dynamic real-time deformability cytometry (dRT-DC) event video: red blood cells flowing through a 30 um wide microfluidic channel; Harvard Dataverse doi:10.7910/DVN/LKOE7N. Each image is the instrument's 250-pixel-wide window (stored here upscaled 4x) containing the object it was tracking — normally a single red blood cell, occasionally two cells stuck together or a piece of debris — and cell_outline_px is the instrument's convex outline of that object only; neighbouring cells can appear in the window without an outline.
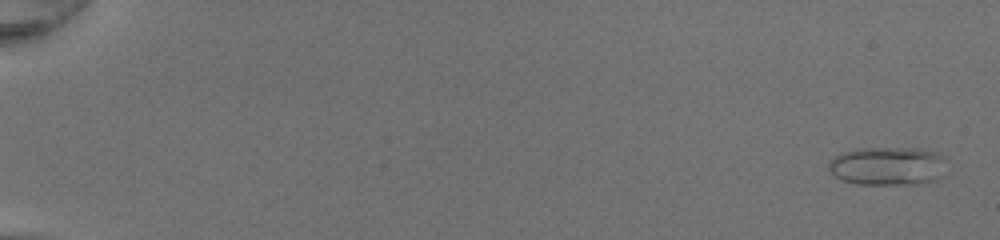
{"species": "common noctule bat (a hibernating species)", "species_latin": "Nyctalus noctula", "temperature_condition": "room temperature", "stored_images_in_passage": 50, "camera_frame_rate_fps": 3000, "um_per_image_px": 0.085, "animal": {"sex": "female", "body_mass_g": 20.0, "forearm_length_mm": 54.0}, "frame": {"image": 1, "passage_image": 2, "time_ms": 0.333, "image_size_px": [1000, 240], "cell_outline_px": [[948, 156], [936, 180], [928, 184], [856, 184], [840, 180], [828, 168], [828, 160], [844, 152], [856, 148], [912, 148], [936, 152]], "centroid_in_image_um": [75.45, 14.11], "position_along_channel_um": 9.6, "area_um2": 26.65}}
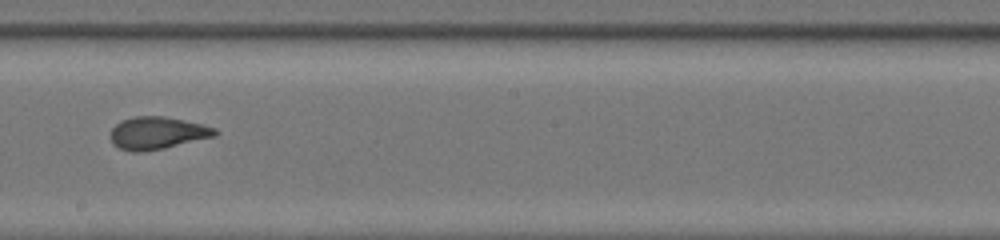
{"frame": {"image": 2, "passage_image": 31, "time_ms": 10.0, "image_size_px": [1000, 240], "cell_outline_px": [[220, 132], [216, 136], [164, 148], [140, 152], [132, 152], [120, 148], [112, 144], [112, 128], [120, 120], [136, 116], [164, 116], [184, 120], [216, 128]], "centroid_in_image_um": [13.39, 11.3], "position_along_channel_um": 234.8, "area_um2": 19.71}}
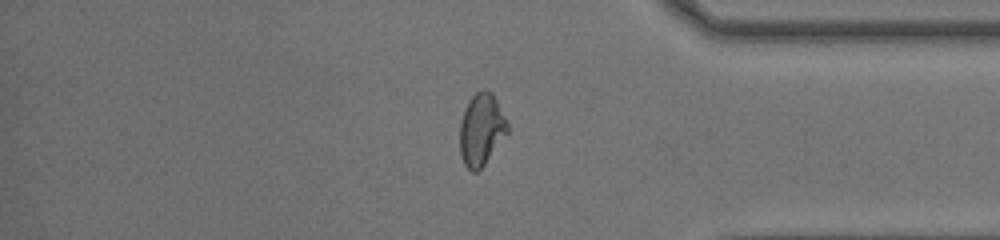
{"frame": {"image": 3, "passage_image": 43, "time_ms": 14.0, "image_size_px": [1000, 240], "cell_outline_px": [[508, 132], [484, 164], [476, 172], [472, 172], [464, 164], [460, 152], [460, 124], [464, 108], [468, 100], [476, 92], [484, 88], [492, 92], [508, 124]], "centroid_in_image_um": [40.9, 10.98], "position_along_channel_um": 394.3, "area_um2": 19.83}, "authors_computed_cell_mechanics": {"area_um2": 20.5768, "velocity_mm_per_s": 4.2648, "shape_relaxation_time_tau1_ms": 7.5633, "shape_relaxation_time_tau2_ms": 0.6548, "deformation_change_tau1": 0.2353, "deformation_change_tau2": 0.0415}}